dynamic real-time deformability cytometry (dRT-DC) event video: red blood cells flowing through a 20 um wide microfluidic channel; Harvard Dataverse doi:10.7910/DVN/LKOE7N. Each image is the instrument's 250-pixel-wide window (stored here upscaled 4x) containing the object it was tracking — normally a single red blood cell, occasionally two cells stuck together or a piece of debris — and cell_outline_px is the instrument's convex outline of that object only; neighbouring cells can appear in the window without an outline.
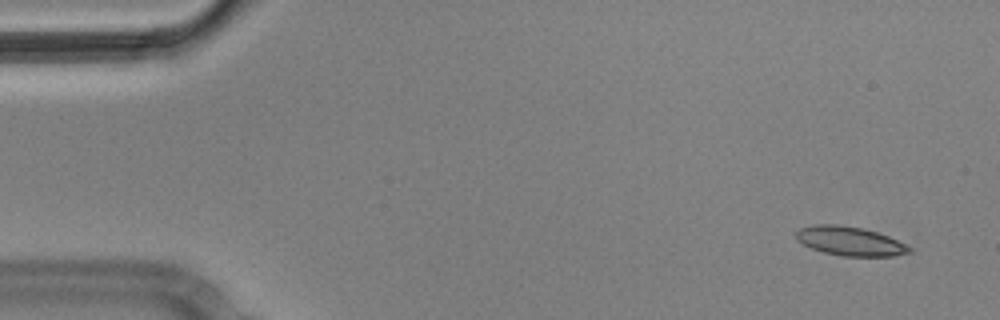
{"species": "Egyptian fruit bat (a non-hibernating species)", "species_latin": "Rousettus aegyptiacus", "temperature_condition": "cold", "stored_images_in_passage": 4, "camera_frame_rate_fps": 3000, "um_per_image_px": 0.085, "animal": {"sex": "male"}, "frame": {"image": 1, "passage_image": 1, "time_ms": 0.0, "image_size_px": [1000, 320], "cell_outline_px": [[912, 252], [892, 256], [844, 256], [824, 252], [812, 248], [796, 240], [792, 232], [800, 228], [816, 224], [836, 224], [864, 228], [888, 236], [912, 248]], "centroid_in_image_um": [72.2, 20.48], "position_along_channel_um": 12.8, "area_um2": 19.19}}
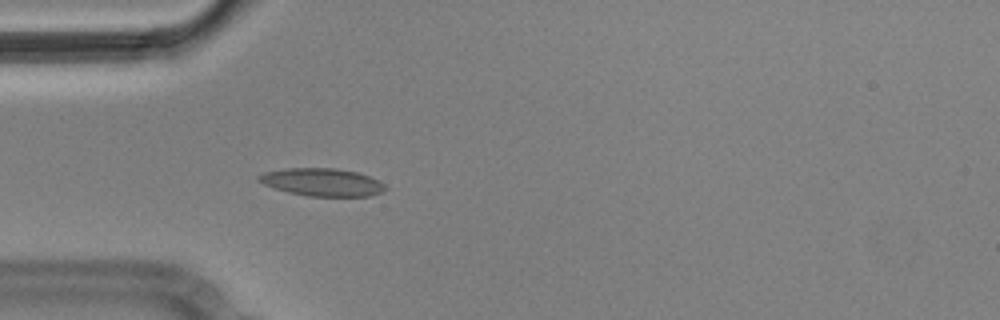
{"frame": {"image": 2, "passage_image": 4, "time_ms": 1.0, "image_size_px": [1000, 320], "cell_outline_px": [[388, 188], [372, 196], [308, 196], [288, 192], [264, 184], [256, 180], [256, 176], [264, 172], [288, 168], [336, 168], [356, 172], [368, 176], [384, 184]], "centroid_in_image_um": [27.36, 15.48], "position_along_channel_um": 57.6, "area_um2": 20.35}}